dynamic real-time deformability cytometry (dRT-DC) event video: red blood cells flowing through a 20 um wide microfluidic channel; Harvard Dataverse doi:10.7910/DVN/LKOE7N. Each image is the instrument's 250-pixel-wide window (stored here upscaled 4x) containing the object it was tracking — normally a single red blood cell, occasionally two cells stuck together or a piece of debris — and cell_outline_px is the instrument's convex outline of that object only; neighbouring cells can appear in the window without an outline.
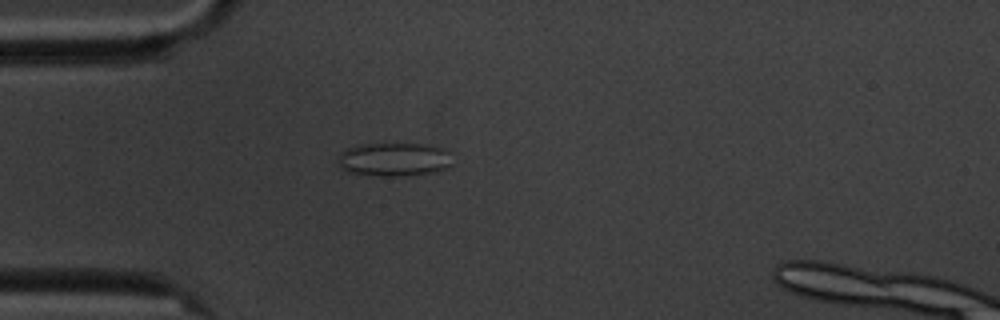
{"species": "common noctule bat (a hibernating species)", "species_latin": "Nyctalus noctula", "temperature_condition": "cold", "stored_images_in_passage": 5, "camera_frame_rate_fps": 3000, "um_per_image_px": 0.085, "animal": {"sex": "male", "body_mass_g": 20.1, "forearm_length_mm": 53.5}, "frame": {"image": 1, "passage_image": 4, "time_ms": 3.667, "image_size_px": [1000, 320], "cell_outline_px": [[452, 164], [444, 168], [432, 172], [404, 176], [380, 176], [348, 172], [340, 168], [336, 160], [336, 156], [344, 148], [360, 144], [432, 144], [444, 148], [448, 152]], "centroid_in_image_um": [33.43, 13.54], "position_along_channel_um": 51.6, "area_um2": 22.72}}